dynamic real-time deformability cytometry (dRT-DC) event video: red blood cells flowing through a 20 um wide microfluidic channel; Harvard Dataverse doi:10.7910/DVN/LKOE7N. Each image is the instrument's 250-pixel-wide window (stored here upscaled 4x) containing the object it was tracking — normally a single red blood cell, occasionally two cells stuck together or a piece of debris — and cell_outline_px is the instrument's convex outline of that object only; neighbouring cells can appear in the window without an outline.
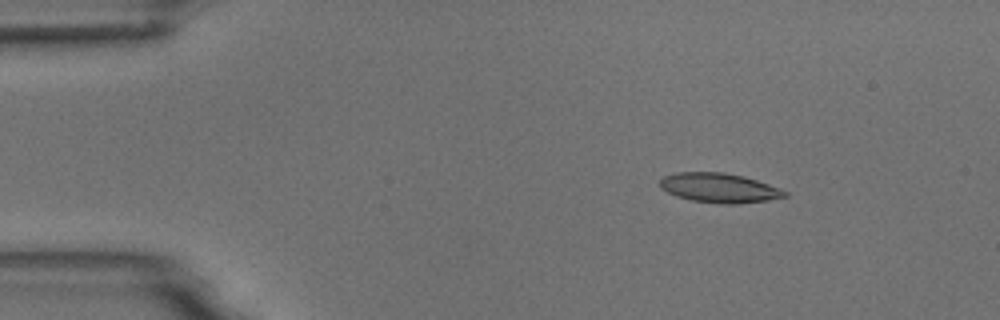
{"species": "common noctule bat (a hibernating species)", "species_latin": "Nyctalus noctula", "temperature_condition": "room temperature", "stored_images_in_passage": 13, "camera_frame_rate_fps": 3000, "um_per_image_px": 0.085, "animal": {"sex": "male", "body_mass_g": 18.8}, "frame": {"image": 1, "passage_image": 3, "time_ms": 2.333, "image_size_px": [1000, 320], "cell_outline_px": [[788, 196], [768, 200], [736, 204], [720, 204], [692, 200], [676, 196], [660, 188], [660, 180], [664, 176], [676, 172], [724, 172], [744, 176], [780, 188], [788, 192]], "centroid_in_image_um": [61.14, 15.97], "position_along_channel_um": 23.9, "area_um2": 21.5}}
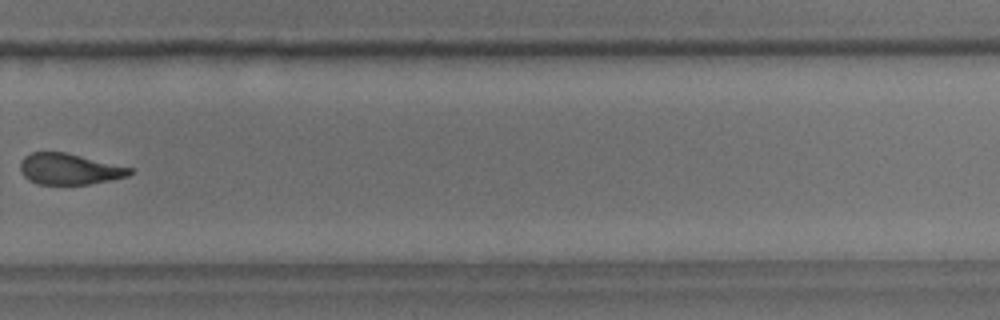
{"frame": {"image": 2, "passage_image": 11, "time_ms": 12.333, "image_size_px": [1000, 320], "cell_outline_px": [[132, 172], [128, 176], [88, 184], [36, 184], [28, 180], [20, 172], [20, 160], [24, 156], [32, 152], [64, 152], [132, 168]], "centroid_in_image_um": [5.83, 14.37], "position_along_channel_um": 324.0, "area_um2": 19.65}}
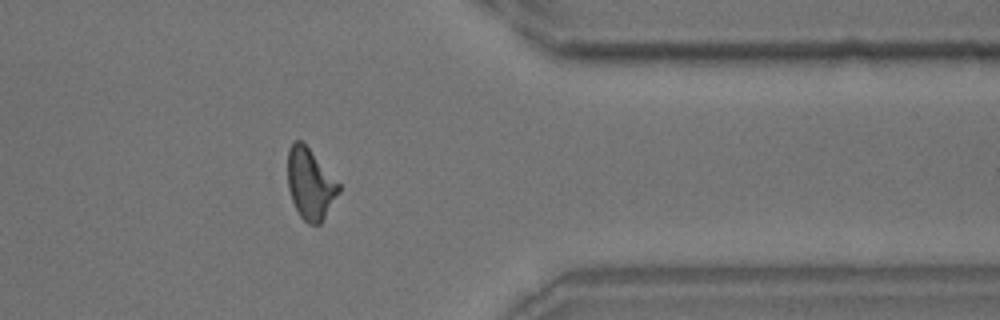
{"frame": {"image": 3, "passage_image": 13, "time_ms": 14.333, "image_size_px": [1000, 320], "cell_outline_px": [[340, 192], [320, 224], [308, 224], [300, 216], [292, 200], [288, 188], [288, 148], [296, 140], [300, 140], [308, 148], [340, 184]], "centroid_in_image_um": [26.37, 15.65], "position_along_channel_um": 385.0, "area_um2": 20.75}, "authors_computed_cell_mechanics": {"area_um2": 20.9236, "velocity_mm_per_s": 3.7196, "shape_relaxation_time_tau1_ms": 11.32, "shape_relaxation_time_tau2_ms": 2.6493, "deformation_change_tau1": 0.2473, "deformation_change_tau2": 0.1078}}